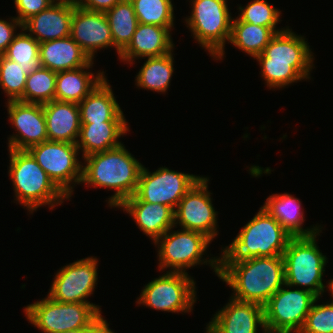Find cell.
Listing matches in <instances>:
<instances>
[{
    "instance_id": "obj_1",
    "label": "cell",
    "mask_w": 333,
    "mask_h": 333,
    "mask_svg": "<svg viewBox=\"0 0 333 333\" xmlns=\"http://www.w3.org/2000/svg\"><path fill=\"white\" fill-rule=\"evenodd\" d=\"M218 278L232 289L233 299L264 306L285 284L284 258L279 255L220 260Z\"/></svg>"
},
{
    "instance_id": "obj_2",
    "label": "cell",
    "mask_w": 333,
    "mask_h": 333,
    "mask_svg": "<svg viewBox=\"0 0 333 333\" xmlns=\"http://www.w3.org/2000/svg\"><path fill=\"white\" fill-rule=\"evenodd\" d=\"M306 38L286 26L277 33L262 54L256 59L261 67V76L267 87L280 89L299 81L310 79L314 55Z\"/></svg>"
},
{
    "instance_id": "obj_3",
    "label": "cell",
    "mask_w": 333,
    "mask_h": 333,
    "mask_svg": "<svg viewBox=\"0 0 333 333\" xmlns=\"http://www.w3.org/2000/svg\"><path fill=\"white\" fill-rule=\"evenodd\" d=\"M81 184L94 188H109L116 192L108 198L109 207H118L136 192L139 162L123 145L84 157Z\"/></svg>"
},
{
    "instance_id": "obj_4",
    "label": "cell",
    "mask_w": 333,
    "mask_h": 333,
    "mask_svg": "<svg viewBox=\"0 0 333 333\" xmlns=\"http://www.w3.org/2000/svg\"><path fill=\"white\" fill-rule=\"evenodd\" d=\"M9 151L8 174L14 187L15 201L33 213L41 206L61 205L64 200H70L48 177L47 173L37 163L28 150Z\"/></svg>"
},
{
    "instance_id": "obj_5",
    "label": "cell",
    "mask_w": 333,
    "mask_h": 333,
    "mask_svg": "<svg viewBox=\"0 0 333 333\" xmlns=\"http://www.w3.org/2000/svg\"><path fill=\"white\" fill-rule=\"evenodd\" d=\"M292 236L262 207L222 249L220 260L283 255Z\"/></svg>"
},
{
    "instance_id": "obj_6",
    "label": "cell",
    "mask_w": 333,
    "mask_h": 333,
    "mask_svg": "<svg viewBox=\"0 0 333 333\" xmlns=\"http://www.w3.org/2000/svg\"><path fill=\"white\" fill-rule=\"evenodd\" d=\"M166 231L154 244L158 247L159 271L187 273L186 269L197 265H209L219 276L220 257L202 258L212 242L206 235L185 229Z\"/></svg>"
},
{
    "instance_id": "obj_7",
    "label": "cell",
    "mask_w": 333,
    "mask_h": 333,
    "mask_svg": "<svg viewBox=\"0 0 333 333\" xmlns=\"http://www.w3.org/2000/svg\"><path fill=\"white\" fill-rule=\"evenodd\" d=\"M292 237L283 253L285 284L295 288L303 286L317 297L326 292L323 274L328 263L326 255L317 246V236ZM327 262V263H326Z\"/></svg>"
},
{
    "instance_id": "obj_8",
    "label": "cell",
    "mask_w": 333,
    "mask_h": 333,
    "mask_svg": "<svg viewBox=\"0 0 333 333\" xmlns=\"http://www.w3.org/2000/svg\"><path fill=\"white\" fill-rule=\"evenodd\" d=\"M192 1V2H191ZM192 11L185 22L199 46L215 60L224 58L229 43L232 20L227 0H190Z\"/></svg>"
},
{
    "instance_id": "obj_9",
    "label": "cell",
    "mask_w": 333,
    "mask_h": 333,
    "mask_svg": "<svg viewBox=\"0 0 333 333\" xmlns=\"http://www.w3.org/2000/svg\"><path fill=\"white\" fill-rule=\"evenodd\" d=\"M24 308L27 320L42 333H63L87 328L101 315L99 305L58 302L48 296Z\"/></svg>"
},
{
    "instance_id": "obj_10",
    "label": "cell",
    "mask_w": 333,
    "mask_h": 333,
    "mask_svg": "<svg viewBox=\"0 0 333 333\" xmlns=\"http://www.w3.org/2000/svg\"><path fill=\"white\" fill-rule=\"evenodd\" d=\"M284 284L264 307L267 333H299L317 296L308 290Z\"/></svg>"
},
{
    "instance_id": "obj_11",
    "label": "cell",
    "mask_w": 333,
    "mask_h": 333,
    "mask_svg": "<svg viewBox=\"0 0 333 333\" xmlns=\"http://www.w3.org/2000/svg\"><path fill=\"white\" fill-rule=\"evenodd\" d=\"M195 284L189 274L166 271L144 286L136 303L158 311L189 313L197 301Z\"/></svg>"
},
{
    "instance_id": "obj_12",
    "label": "cell",
    "mask_w": 333,
    "mask_h": 333,
    "mask_svg": "<svg viewBox=\"0 0 333 333\" xmlns=\"http://www.w3.org/2000/svg\"><path fill=\"white\" fill-rule=\"evenodd\" d=\"M28 151L48 177L70 199L74 192L73 187L81 184L82 180L83 164L77 159L80 152L77 145L45 141L31 146Z\"/></svg>"
},
{
    "instance_id": "obj_13",
    "label": "cell",
    "mask_w": 333,
    "mask_h": 333,
    "mask_svg": "<svg viewBox=\"0 0 333 333\" xmlns=\"http://www.w3.org/2000/svg\"><path fill=\"white\" fill-rule=\"evenodd\" d=\"M201 177L173 171L165 166L151 173L143 166L136 192L126 200L167 205L175 211L181 198Z\"/></svg>"
},
{
    "instance_id": "obj_14",
    "label": "cell",
    "mask_w": 333,
    "mask_h": 333,
    "mask_svg": "<svg viewBox=\"0 0 333 333\" xmlns=\"http://www.w3.org/2000/svg\"><path fill=\"white\" fill-rule=\"evenodd\" d=\"M209 178L201 177L181 198L174 211L175 227L200 232L212 241L218 235V212L208 190Z\"/></svg>"
},
{
    "instance_id": "obj_15",
    "label": "cell",
    "mask_w": 333,
    "mask_h": 333,
    "mask_svg": "<svg viewBox=\"0 0 333 333\" xmlns=\"http://www.w3.org/2000/svg\"><path fill=\"white\" fill-rule=\"evenodd\" d=\"M98 259L87 257L63 266L57 271L48 297L65 303H90L98 281Z\"/></svg>"
},
{
    "instance_id": "obj_16",
    "label": "cell",
    "mask_w": 333,
    "mask_h": 333,
    "mask_svg": "<svg viewBox=\"0 0 333 333\" xmlns=\"http://www.w3.org/2000/svg\"><path fill=\"white\" fill-rule=\"evenodd\" d=\"M7 114L16 134L8 138V148L28 150L31 146L48 141L43 104L7 101Z\"/></svg>"
},
{
    "instance_id": "obj_17",
    "label": "cell",
    "mask_w": 333,
    "mask_h": 333,
    "mask_svg": "<svg viewBox=\"0 0 333 333\" xmlns=\"http://www.w3.org/2000/svg\"><path fill=\"white\" fill-rule=\"evenodd\" d=\"M206 325L205 333H267L264 323V307L253 302H243L232 297L216 312Z\"/></svg>"
},
{
    "instance_id": "obj_18",
    "label": "cell",
    "mask_w": 333,
    "mask_h": 333,
    "mask_svg": "<svg viewBox=\"0 0 333 333\" xmlns=\"http://www.w3.org/2000/svg\"><path fill=\"white\" fill-rule=\"evenodd\" d=\"M70 37L94 61L99 49L113 47L111 29L105 13L74 7Z\"/></svg>"
},
{
    "instance_id": "obj_19",
    "label": "cell",
    "mask_w": 333,
    "mask_h": 333,
    "mask_svg": "<svg viewBox=\"0 0 333 333\" xmlns=\"http://www.w3.org/2000/svg\"><path fill=\"white\" fill-rule=\"evenodd\" d=\"M74 7V2L56 1L26 20L22 28L39 43L69 37Z\"/></svg>"
},
{
    "instance_id": "obj_20",
    "label": "cell",
    "mask_w": 333,
    "mask_h": 333,
    "mask_svg": "<svg viewBox=\"0 0 333 333\" xmlns=\"http://www.w3.org/2000/svg\"><path fill=\"white\" fill-rule=\"evenodd\" d=\"M172 28L139 23L131 42L120 53L119 59L133 65L135 59L157 57L173 52Z\"/></svg>"
},
{
    "instance_id": "obj_21",
    "label": "cell",
    "mask_w": 333,
    "mask_h": 333,
    "mask_svg": "<svg viewBox=\"0 0 333 333\" xmlns=\"http://www.w3.org/2000/svg\"><path fill=\"white\" fill-rule=\"evenodd\" d=\"M122 208L136 222L141 231L155 243L166 231L175 227L174 210L158 203L124 200Z\"/></svg>"
},
{
    "instance_id": "obj_22",
    "label": "cell",
    "mask_w": 333,
    "mask_h": 333,
    "mask_svg": "<svg viewBox=\"0 0 333 333\" xmlns=\"http://www.w3.org/2000/svg\"><path fill=\"white\" fill-rule=\"evenodd\" d=\"M48 141L76 144L81 121L78 103L52 100L43 104Z\"/></svg>"
},
{
    "instance_id": "obj_23",
    "label": "cell",
    "mask_w": 333,
    "mask_h": 333,
    "mask_svg": "<svg viewBox=\"0 0 333 333\" xmlns=\"http://www.w3.org/2000/svg\"><path fill=\"white\" fill-rule=\"evenodd\" d=\"M300 199L289 193L267 197L264 208L292 237H309L322 232L320 225L304 229V211Z\"/></svg>"
},
{
    "instance_id": "obj_24",
    "label": "cell",
    "mask_w": 333,
    "mask_h": 333,
    "mask_svg": "<svg viewBox=\"0 0 333 333\" xmlns=\"http://www.w3.org/2000/svg\"><path fill=\"white\" fill-rule=\"evenodd\" d=\"M105 78L80 103L81 124L107 121H126V118L113 94L112 86Z\"/></svg>"
},
{
    "instance_id": "obj_25",
    "label": "cell",
    "mask_w": 333,
    "mask_h": 333,
    "mask_svg": "<svg viewBox=\"0 0 333 333\" xmlns=\"http://www.w3.org/2000/svg\"><path fill=\"white\" fill-rule=\"evenodd\" d=\"M129 131L126 121L81 124L76 145L84 158L120 146L122 143L118 139Z\"/></svg>"
},
{
    "instance_id": "obj_26",
    "label": "cell",
    "mask_w": 333,
    "mask_h": 333,
    "mask_svg": "<svg viewBox=\"0 0 333 333\" xmlns=\"http://www.w3.org/2000/svg\"><path fill=\"white\" fill-rule=\"evenodd\" d=\"M39 58L41 67L55 72L77 69L92 61L70 36L40 43Z\"/></svg>"
},
{
    "instance_id": "obj_27",
    "label": "cell",
    "mask_w": 333,
    "mask_h": 333,
    "mask_svg": "<svg viewBox=\"0 0 333 333\" xmlns=\"http://www.w3.org/2000/svg\"><path fill=\"white\" fill-rule=\"evenodd\" d=\"M93 64L94 62L92 60L86 66L57 72L55 100L80 103L106 78L104 71L97 72V74L89 71Z\"/></svg>"
},
{
    "instance_id": "obj_28",
    "label": "cell",
    "mask_w": 333,
    "mask_h": 333,
    "mask_svg": "<svg viewBox=\"0 0 333 333\" xmlns=\"http://www.w3.org/2000/svg\"><path fill=\"white\" fill-rule=\"evenodd\" d=\"M277 33L269 27L254 25L233 18L229 42L253 59L262 54L265 47Z\"/></svg>"
},
{
    "instance_id": "obj_29",
    "label": "cell",
    "mask_w": 333,
    "mask_h": 333,
    "mask_svg": "<svg viewBox=\"0 0 333 333\" xmlns=\"http://www.w3.org/2000/svg\"><path fill=\"white\" fill-rule=\"evenodd\" d=\"M113 39V48L118 57L128 46L139 24L134 7L130 0H121L113 8L105 12Z\"/></svg>"
},
{
    "instance_id": "obj_30",
    "label": "cell",
    "mask_w": 333,
    "mask_h": 333,
    "mask_svg": "<svg viewBox=\"0 0 333 333\" xmlns=\"http://www.w3.org/2000/svg\"><path fill=\"white\" fill-rule=\"evenodd\" d=\"M173 62L172 52L147 58L136 75L135 85L145 90L166 93L174 72Z\"/></svg>"
},
{
    "instance_id": "obj_31",
    "label": "cell",
    "mask_w": 333,
    "mask_h": 333,
    "mask_svg": "<svg viewBox=\"0 0 333 333\" xmlns=\"http://www.w3.org/2000/svg\"><path fill=\"white\" fill-rule=\"evenodd\" d=\"M57 72L40 67L27 75L23 97L25 103L44 104L55 99Z\"/></svg>"
},
{
    "instance_id": "obj_32",
    "label": "cell",
    "mask_w": 333,
    "mask_h": 333,
    "mask_svg": "<svg viewBox=\"0 0 333 333\" xmlns=\"http://www.w3.org/2000/svg\"><path fill=\"white\" fill-rule=\"evenodd\" d=\"M139 23L174 27L172 0H130Z\"/></svg>"
},
{
    "instance_id": "obj_33",
    "label": "cell",
    "mask_w": 333,
    "mask_h": 333,
    "mask_svg": "<svg viewBox=\"0 0 333 333\" xmlns=\"http://www.w3.org/2000/svg\"><path fill=\"white\" fill-rule=\"evenodd\" d=\"M9 44L5 57L22 65L26 74L41 67L39 58L40 43L22 28Z\"/></svg>"
},
{
    "instance_id": "obj_34",
    "label": "cell",
    "mask_w": 333,
    "mask_h": 333,
    "mask_svg": "<svg viewBox=\"0 0 333 333\" xmlns=\"http://www.w3.org/2000/svg\"><path fill=\"white\" fill-rule=\"evenodd\" d=\"M240 13L237 16L241 21L254 25H261L272 28L276 33L284 31L286 28L277 29L276 25L280 20L281 11L269 4L267 0H253L245 7H238Z\"/></svg>"
},
{
    "instance_id": "obj_35",
    "label": "cell",
    "mask_w": 333,
    "mask_h": 333,
    "mask_svg": "<svg viewBox=\"0 0 333 333\" xmlns=\"http://www.w3.org/2000/svg\"><path fill=\"white\" fill-rule=\"evenodd\" d=\"M26 78L22 65L0 56V88L6 93L7 101H19L23 97Z\"/></svg>"
},
{
    "instance_id": "obj_36",
    "label": "cell",
    "mask_w": 333,
    "mask_h": 333,
    "mask_svg": "<svg viewBox=\"0 0 333 333\" xmlns=\"http://www.w3.org/2000/svg\"><path fill=\"white\" fill-rule=\"evenodd\" d=\"M314 301L305 324L299 333H333V303L317 304Z\"/></svg>"
},
{
    "instance_id": "obj_37",
    "label": "cell",
    "mask_w": 333,
    "mask_h": 333,
    "mask_svg": "<svg viewBox=\"0 0 333 333\" xmlns=\"http://www.w3.org/2000/svg\"><path fill=\"white\" fill-rule=\"evenodd\" d=\"M16 8L17 20L23 24L32 16L49 8L56 0H13Z\"/></svg>"
},
{
    "instance_id": "obj_38",
    "label": "cell",
    "mask_w": 333,
    "mask_h": 333,
    "mask_svg": "<svg viewBox=\"0 0 333 333\" xmlns=\"http://www.w3.org/2000/svg\"><path fill=\"white\" fill-rule=\"evenodd\" d=\"M10 19V22L0 19V56H5L9 44L17 35L15 34L17 32L16 29H22V24L16 17H11Z\"/></svg>"
},
{
    "instance_id": "obj_39",
    "label": "cell",
    "mask_w": 333,
    "mask_h": 333,
    "mask_svg": "<svg viewBox=\"0 0 333 333\" xmlns=\"http://www.w3.org/2000/svg\"><path fill=\"white\" fill-rule=\"evenodd\" d=\"M121 0H76L75 5L96 12H107Z\"/></svg>"
},
{
    "instance_id": "obj_40",
    "label": "cell",
    "mask_w": 333,
    "mask_h": 333,
    "mask_svg": "<svg viewBox=\"0 0 333 333\" xmlns=\"http://www.w3.org/2000/svg\"><path fill=\"white\" fill-rule=\"evenodd\" d=\"M85 333H115L109 328L108 322L100 315L87 328Z\"/></svg>"
},
{
    "instance_id": "obj_41",
    "label": "cell",
    "mask_w": 333,
    "mask_h": 333,
    "mask_svg": "<svg viewBox=\"0 0 333 333\" xmlns=\"http://www.w3.org/2000/svg\"><path fill=\"white\" fill-rule=\"evenodd\" d=\"M328 285L326 286V291H330L331 292V296L333 298V279H331L328 283ZM331 303H333V300L331 301Z\"/></svg>"
},
{
    "instance_id": "obj_42",
    "label": "cell",
    "mask_w": 333,
    "mask_h": 333,
    "mask_svg": "<svg viewBox=\"0 0 333 333\" xmlns=\"http://www.w3.org/2000/svg\"><path fill=\"white\" fill-rule=\"evenodd\" d=\"M63 333H85V328H79V329H75V330H68V331H65Z\"/></svg>"
},
{
    "instance_id": "obj_43",
    "label": "cell",
    "mask_w": 333,
    "mask_h": 333,
    "mask_svg": "<svg viewBox=\"0 0 333 333\" xmlns=\"http://www.w3.org/2000/svg\"><path fill=\"white\" fill-rule=\"evenodd\" d=\"M56 1H68V2H76V0H56Z\"/></svg>"
}]
</instances>
